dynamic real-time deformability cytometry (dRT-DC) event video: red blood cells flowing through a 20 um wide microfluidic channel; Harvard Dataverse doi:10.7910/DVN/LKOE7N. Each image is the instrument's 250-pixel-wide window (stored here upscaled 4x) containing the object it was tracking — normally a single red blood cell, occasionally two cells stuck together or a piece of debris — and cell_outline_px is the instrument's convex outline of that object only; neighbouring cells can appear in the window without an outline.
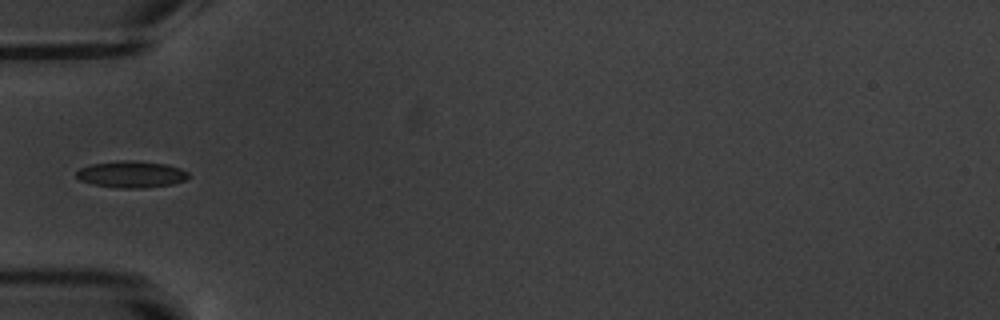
{"species": "common noctule bat (a hibernating species)", "species_latin": "Nyctalus noctula", "temperature_condition": "warm", "stored_images_in_passage": 6, "camera_frame_rate_fps": 3000, "um_per_image_px": 0.085, "animal": {"sex": "male", "body_mass_g": 20.1, "forearm_length_mm": 53.5}, "frame": {"image": 1, "passage_image": 6, "time_ms": 6.333, "image_size_px": [1000, 320], "cell_outline_px": [[192, 176], [184, 180], [172, 184], [144, 188], [120, 188], [92, 184], [80, 180], [76, 176], [76, 172], [80, 168], [92, 164], [116, 160], [132, 160], [164, 164], [180, 168], [188, 172]], "centroid_in_image_um": [11.17, 14.81], "position_along_channel_um": 73.8, "area_um2": 17.46}}